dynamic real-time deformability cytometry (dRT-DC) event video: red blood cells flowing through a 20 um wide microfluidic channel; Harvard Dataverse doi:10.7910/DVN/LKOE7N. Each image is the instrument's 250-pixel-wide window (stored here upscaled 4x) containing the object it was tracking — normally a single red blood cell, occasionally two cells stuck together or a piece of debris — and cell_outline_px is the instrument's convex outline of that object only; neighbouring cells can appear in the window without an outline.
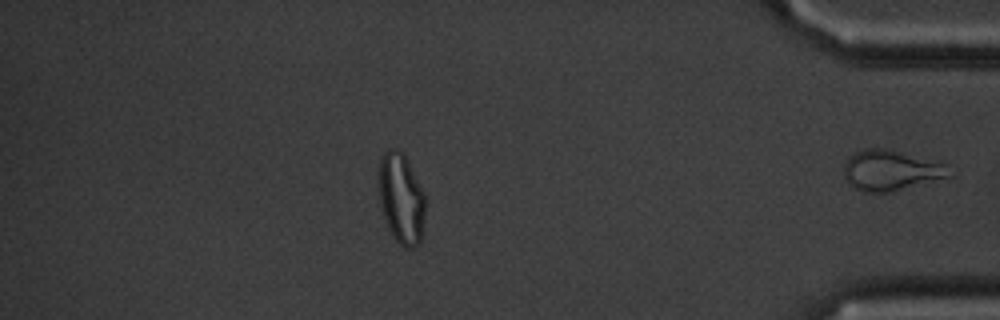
{"species": "common noctule bat (a hibernating species)", "species_latin": "Nyctalus noctula", "temperature_condition": "cold", "stored_images_in_passage": 36, "segment_of_instrument_passage": [2, 2], "camera_frame_rate_fps": 3000, "um_per_image_px": 0.085, "animal": {"sex": "male", "body_mass_g": 20.1, "forearm_length_mm": 53.5}, "frame": {"image": 1, "passage_image": 36, "time_ms": 11.667, "image_size_px": [1000, 320], "cell_outline_px": [[956, 176], [888, 192], [864, 192], [852, 188], [848, 184], [844, 176], [844, 164], [848, 156], [856, 152], [868, 148], [884, 148], [948, 164]], "centroid_in_image_um": [75.76, 14.49], "position_along_channel_um": 359.4, "area_um2": 25.14}}